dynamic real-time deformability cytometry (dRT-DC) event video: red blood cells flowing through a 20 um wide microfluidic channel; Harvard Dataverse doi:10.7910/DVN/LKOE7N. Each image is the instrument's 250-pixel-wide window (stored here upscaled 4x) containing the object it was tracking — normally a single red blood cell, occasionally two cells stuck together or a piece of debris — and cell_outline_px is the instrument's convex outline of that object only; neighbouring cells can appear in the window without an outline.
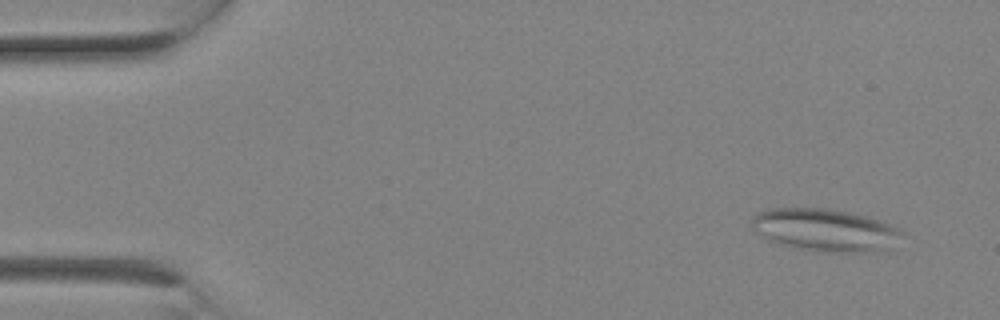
{"species": "Egyptian fruit bat (a non-hibernating species)", "species_latin": "Rousettus aegyptiacus", "temperature_condition": "room temperature", "stored_images_in_passage": 3, "camera_frame_rate_fps": 3000, "um_per_image_px": 0.085, "animal": {"sex": "female"}, "frame": {"image": 1, "passage_image": 1, "time_ms": 0.0, "image_size_px": [1000, 320], "cell_outline_px": [[904, 232], [892, 248], [888, 252], [816, 252], [792, 248], [776, 244], [768, 240], [756, 232], [752, 228], [752, 216], [756, 212], [772, 208], [828, 208], [868, 216], [892, 224], [900, 228]], "centroid_in_image_um": [70.17, 19.57], "position_along_channel_um": 14.8, "area_um2": 38.26}}